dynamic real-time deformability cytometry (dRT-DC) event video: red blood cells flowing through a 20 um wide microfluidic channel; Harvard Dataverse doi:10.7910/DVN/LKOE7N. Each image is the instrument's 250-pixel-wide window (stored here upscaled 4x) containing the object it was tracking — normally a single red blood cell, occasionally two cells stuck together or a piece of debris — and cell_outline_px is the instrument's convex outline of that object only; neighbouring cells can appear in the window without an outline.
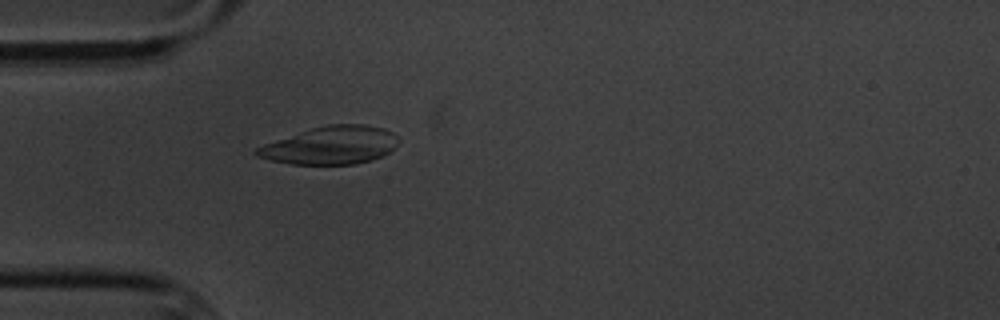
{"species": "common noctule bat (a hibernating species)", "species_latin": "Nyctalus noctula", "temperature_condition": "cold", "stored_images_in_passage": 1, "camera_frame_rate_fps": 3000, "um_per_image_px": 0.085, "animal": {"sex": "male", "body_mass_g": 20.1, "forearm_length_mm": 53.5}, "frame": {"image": 1, "passage_image": 1, "time_ms": 0.0, "image_size_px": [1000, 320], "cell_outline_px": [[400, 140], [388, 152], [372, 160], [356, 164], [292, 164], [272, 160], [256, 156], [252, 152], [256, 148], [264, 144], [312, 128], [328, 124], [364, 124], [384, 128], [392, 132]], "centroid_in_image_um": [28.11, 12.35], "position_along_channel_um": 56.9, "area_um2": 31.04}}